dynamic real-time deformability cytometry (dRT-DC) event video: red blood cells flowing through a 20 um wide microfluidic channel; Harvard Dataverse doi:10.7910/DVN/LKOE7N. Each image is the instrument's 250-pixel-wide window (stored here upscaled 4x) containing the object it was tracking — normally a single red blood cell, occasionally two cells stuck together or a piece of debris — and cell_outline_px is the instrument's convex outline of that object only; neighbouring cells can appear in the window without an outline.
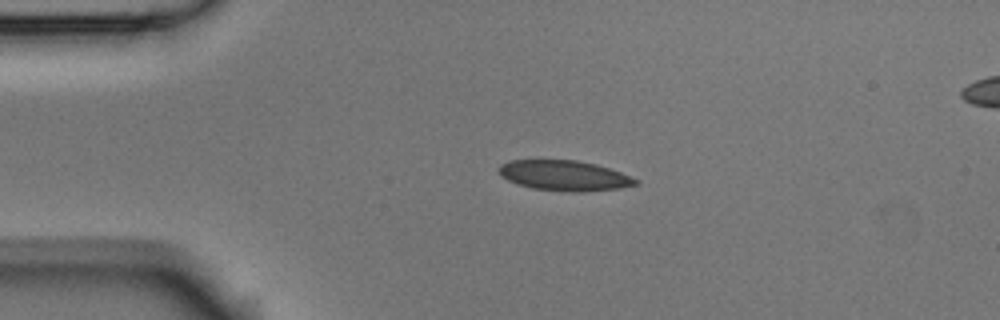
{"species": "Egyptian fruit bat (a non-hibernating species)", "species_latin": "Rousettus aegyptiacus", "temperature_condition": "room temperature", "stored_images_in_passage": 4, "segment_of_instrument_passage": [1, 2], "camera_frame_rate_fps": 3000, "um_per_image_px": 0.085, "animal": {"sex": "male"}, "frame": {"image": 1, "passage_image": 3, "time_ms": 0.667, "image_size_px": [1000, 320], "cell_outline_px": [[640, 184], [620, 188], [580, 192], [568, 192], [532, 188], [508, 180], [500, 176], [500, 164], [508, 160], [576, 160], [596, 164], [620, 172], [640, 180]], "centroid_in_image_um": [48.0, 14.92], "position_along_channel_um": 37.0, "area_um2": 24.1}}